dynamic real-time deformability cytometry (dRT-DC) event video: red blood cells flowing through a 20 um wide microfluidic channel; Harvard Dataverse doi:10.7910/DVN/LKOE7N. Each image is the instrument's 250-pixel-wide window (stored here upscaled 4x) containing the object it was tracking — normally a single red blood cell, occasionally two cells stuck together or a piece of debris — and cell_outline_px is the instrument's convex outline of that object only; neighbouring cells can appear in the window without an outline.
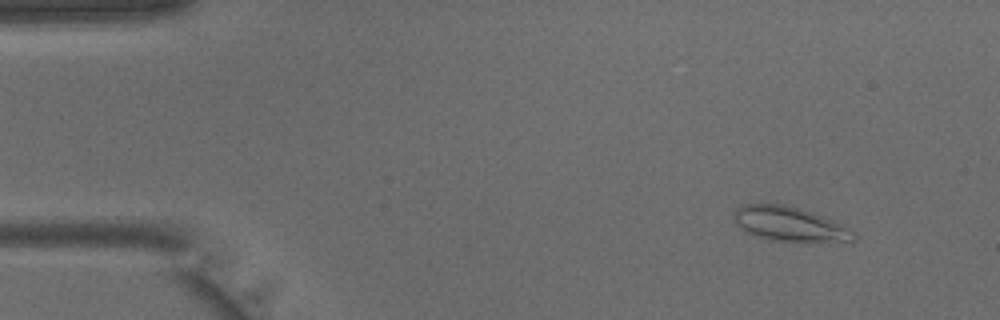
{"species": "common noctule bat (a hibernating species)", "species_latin": "Nyctalus noctula", "temperature_condition": "warm", "stored_images_in_passage": 40, "camera_frame_rate_fps": 3000, "um_per_image_px": 0.085, "animal": {"sex": "male", "body_mass_g": 15.6}, "frame": {"image": 1, "passage_image": 3, "time_ms": 0.667, "image_size_px": [1000, 320], "cell_outline_px": [[856, 240], [852, 244], [812, 244], [772, 240], [744, 232], [736, 224], [736, 208], [740, 204], [780, 204], [812, 212], [832, 220], [856, 232]], "centroid_in_image_um": [67.27, 19.13], "position_along_channel_um": 17.7, "area_um2": 24.97}}
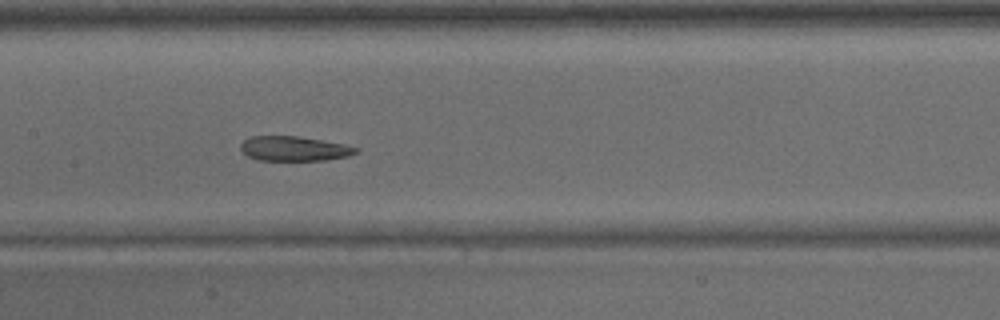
{"frame": {"image": 2, "passage_image": 19, "time_ms": 6.0, "image_size_px": [1000, 320], "cell_outline_px": [[360, 152], [348, 156], [324, 160], [256, 160], [248, 156], [240, 148], [240, 144], [244, 140], [252, 136], [296, 136], [344, 144], [360, 148]], "centroid_in_image_um": [25.02, 12.63], "position_along_channel_um": 182.4, "area_um2": 16.53}}
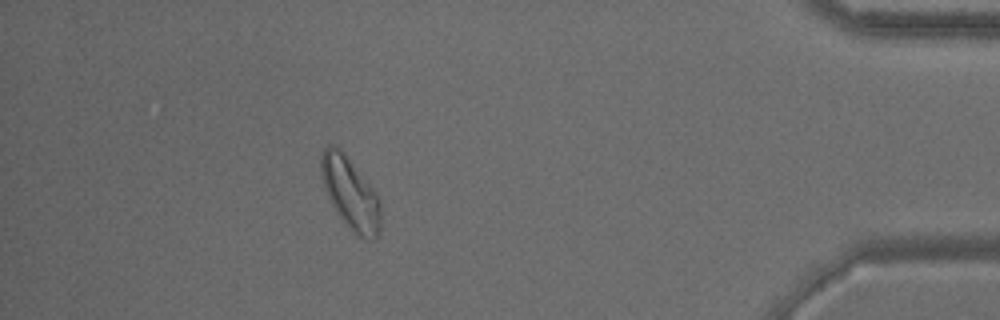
{"frame": {"image": 3, "passage_image": 36, "time_ms": 11.667, "image_size_px": [1000, 320], "cell_outline_px": [[380, 232], [372, 240], [360, 236], [352, 232], [348, 228], [332, 204], [324, 188], [320, 172], [320, 152], [328, 144], [332, 144], [340, 148], [344, 152], [380, 196]], "centroid_in_image_um": [29.77, 16.39], "position_along_channel_um": 405.4, "area_um2": 25.2}}